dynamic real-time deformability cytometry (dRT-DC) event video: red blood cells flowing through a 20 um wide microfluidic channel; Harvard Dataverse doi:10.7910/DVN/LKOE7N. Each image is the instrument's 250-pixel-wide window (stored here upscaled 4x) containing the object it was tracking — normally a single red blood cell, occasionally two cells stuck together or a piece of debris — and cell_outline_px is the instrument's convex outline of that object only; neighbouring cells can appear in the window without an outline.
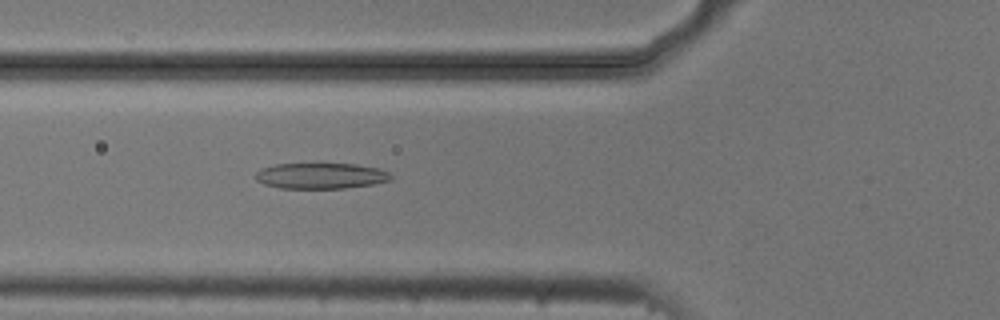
{"species": "common noctule bat (a hibernating species)", "species_latin": "Nyctalus noctula", "temperature_condition": "cold", "stored_images_in_passage": 41, "camera_frame_rate_fps": 3000, "um_per_image_px": 0.085, "animal": {"sex": "male", "body_mass_g": 20.5, "forearm_length_mm": 52.5}, "frame": {"image": 1, "passage_image": 7, "time_ms": 2.0, "image_size_px": [1000, 320], "cell_outline_px": [[392, 180], [372, 184], [344, 188], [280, 188], [264, 184], [256, 180], [256, 172], [260, 168], [276, 164], [356, 164], [380, 168], [388, 172], [392, 176]], "centroid_in_image_um": [27.27, 14.94], "position_along_channel_um": 98.5, "area_um2": 20.35}}
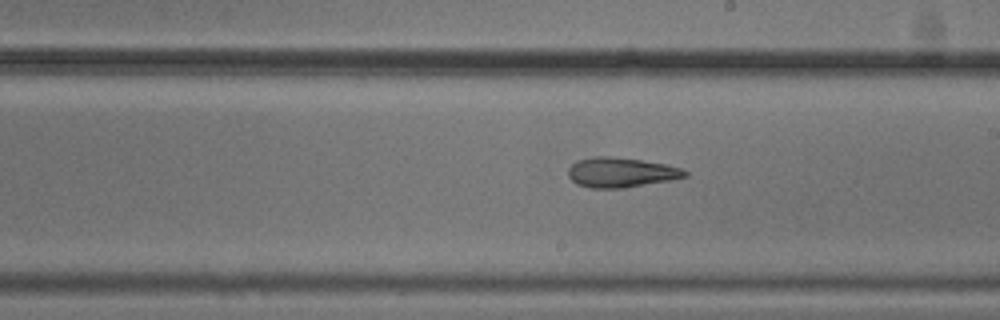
{"frame": {"image": 2, "passage_image": 18, "time_ms": 5.667, "image_size_px": [1000, 320], "cell_outline_px": [[688, 176], [672, 180], [624, 188], [588, 188], [576, 184], [568, 176], [568, 168], [576, 160], [592, 156], [612, 156], [640, 160], [664, 164], [680, 168], [688, 172]], "centroid_in_image_um": [52.75, 14.66], "position_along_channel_um": 236.3, "area_um2": 20.46}}
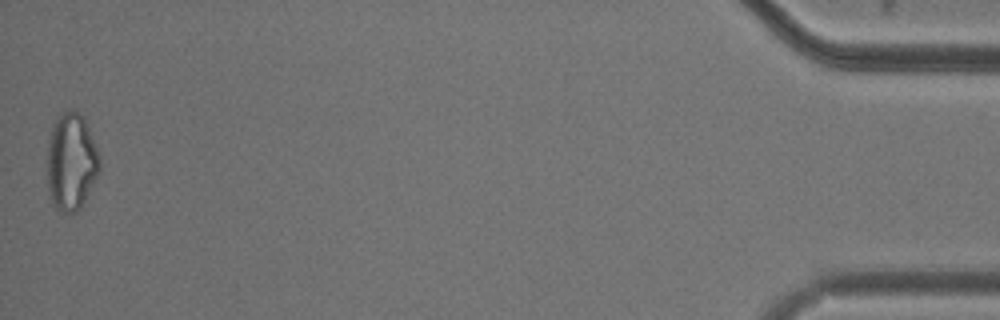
{"frame": {"image": 3, "passage_image": 41, "time_ms": 13.333, "image_size_px": [1000, 320], "cell_outline_px": [[100, 172], [80, 208], [76, 212], [60, 212], [52, 204], [48, 188], [48, 140], [52, 124], [56, 116], [68, 108], [72, 108], [84, 116], [100, 156]], "centroid_in_image_um": [6.06, 13.7], "position_along_channel_um": 429.1, "area_um2": 30.17}, "authors_computed_cell_mechanics": {"area_um2": 21.2126, "velocity_mm_per_s": 3.732, "shape_relaxation_time_tau1_ms": 11.0404, "shape_relaxation_time_tau2_ms": 4.6343, "deformation_change_tau1": 0.2206, "deformation_change_tau2": 0.1398}}